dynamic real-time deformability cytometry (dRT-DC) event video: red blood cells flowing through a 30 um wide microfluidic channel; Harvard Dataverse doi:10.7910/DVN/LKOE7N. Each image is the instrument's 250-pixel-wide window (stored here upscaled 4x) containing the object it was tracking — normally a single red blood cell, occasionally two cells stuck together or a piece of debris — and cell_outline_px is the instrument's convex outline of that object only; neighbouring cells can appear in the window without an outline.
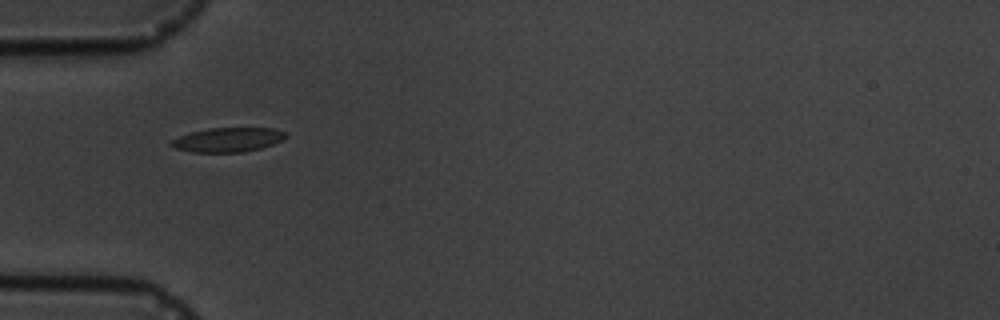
{"species": "common noctule bat (a hibernating species)", "species_latin": "Nyctalus noctula", "temperature_condition": "cold", "stored_images_in_passage": 4, "camera_frame_rate_fps": 3000, "um_per_image_px": 0.085, "animal": {"sex": "male", "body_mass_g": 19.5, "forearm_length_mm": 54.6}, "frame": {"image": 1, "passage_image": 1, "time_ms": 0.0, "image_size_px": [1000, 320], "cell_outline_px": [[288, 136], [284, 140], [260, 148], [244, 152], [192, 152], [176, 148], [168, 144], [172, 140], [180, 136], [192, 132], [208, 128], [276, 128], [288, 132]], "centroid_in_image_um": [19.43, 11.87], "position_along_channel_um": 65.6, "area_um2": 16.3}}
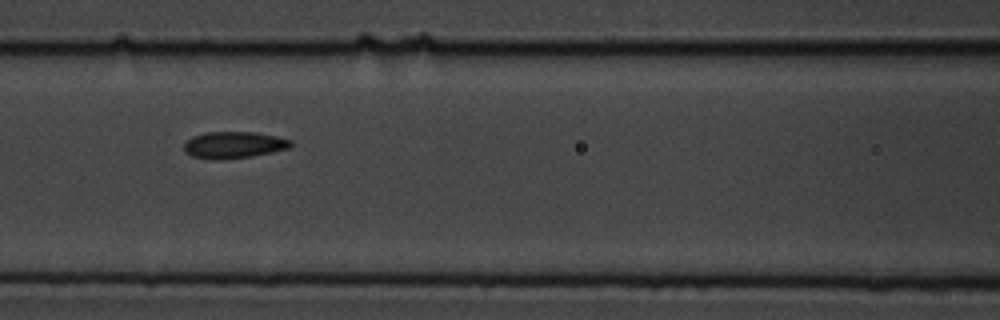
{"frame": {"image": 2, "passage_image": 3, "time_ms": 2.333, "image_size_px": [1000, 320], "cell_outline_px": [[292, 144], [288, 148], [272, 152], [252, 156], [216, 160], [212, 160], [192, 156], [184, 152], [184, 144], [192, 136], [204, 132], [256, 132], [276, 136], [292, 140]], "centroid_in_image_um": [19.85, 12.31], "position_along_channel_um": 146.8, "area_um2": 16.65}}
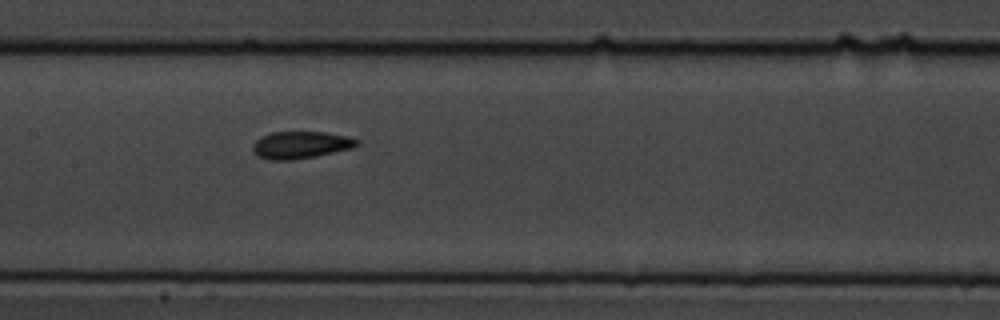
{"frame": {"image": 3, "passage_image": 4, "time_ms": 3.333, "image_size_px": [1000, 320], "cell_outline_px": [[360, 144], [352, 148], [316, 156], [292, 160], [268, 160], [256, 156], [252, 148], [252, 144], [260, 136], [272, 132], [328, 132], [348, 136], [360, 140]], "centroid_in_image_um": [25.55, 12.32], "position_along_channel_um": 181.8, "area_um2": 16.76}}